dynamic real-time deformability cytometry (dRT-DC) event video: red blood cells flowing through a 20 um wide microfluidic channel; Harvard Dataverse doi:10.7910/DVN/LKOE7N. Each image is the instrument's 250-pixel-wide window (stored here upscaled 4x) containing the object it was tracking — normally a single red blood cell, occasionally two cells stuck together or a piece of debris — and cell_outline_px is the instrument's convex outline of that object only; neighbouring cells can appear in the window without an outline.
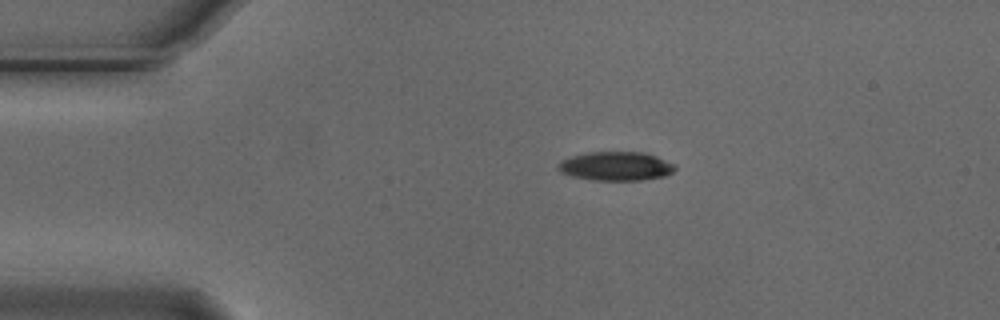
{"species": "Egyptian fruit bat (a non-hibernating species)", "species_latin": "Rousettus aegyptiacus", "temperature_condition": "cold", "stored_images_in_passage": 4, "camera_frame_rate_fps": 3000, "um_per_image_px": 0.085, "animal": {"sex": "male"}, "frame": {"image": 1, "passage_image": 1, "time_ms": 0.0, "image_size_px": [1000, 320], "cell_outline_px": [[676, 168], [672, 172], [664, 176], [640, 180], [596, 180], [572, 176], [560, 172], [556, 168], [556, 164], [572, 156], [588, 152], [644, 152], [656, 156], [676, 164]], "centroid_in_image_um": [52.36, 14.12], "position_along_channel_um": 32.6, "area_um2": 19.65}}
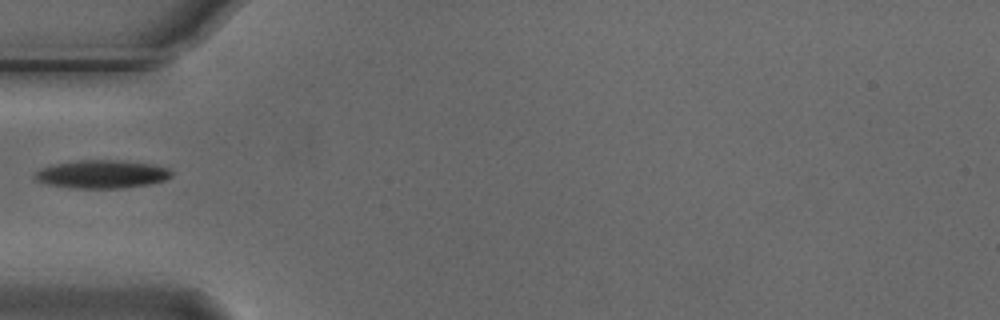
{"frame": {"image": 2, "passage_image": 3, "time_ms": 0.667, "image_size_px": [1000, 320], "cell_outline_px": [[172, 176], [164, 180], [148, 184], [124, 188], [68, 188], [48, 184], [32, 180], [32, 176], [40, 168], [52, 164], [76, 160], [116, 160], [148, 164], [168, 168], [172, 172]], "centroid_in_image_um": [8.57, 14.81], "position_along_channel_um": 76.4, "area_um2": 22.54}}
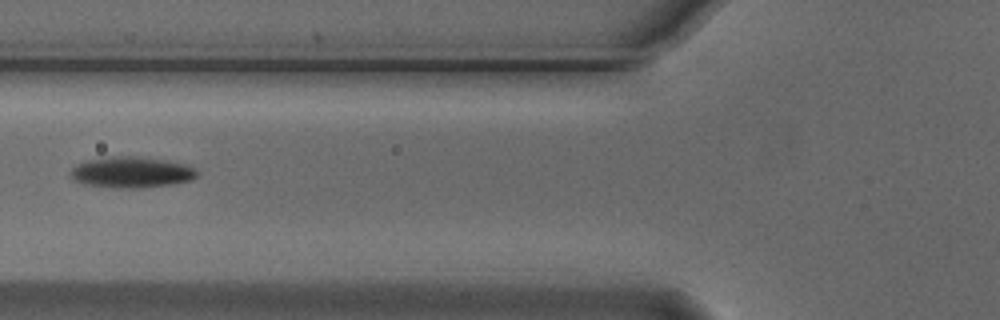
{"frame": {"image": 3, "passage_image": 4, "time_ms": 1.0, "image_size_px": [1000, 320], "cell_outline_px": [[200, 176], [192, 180], [172, 184], [140, 188], [116, 188], [84, 184], [72, 180], [68, 176], [72, 168], [76, 164], [84, 160], [112, 156], [140, 156], [168, 160], [184, 164], [196, 168]], "centroid_in_image_um": [11.17, 14.64], "position_along_channel_um": 114.6, "area_um2": 23.41}}